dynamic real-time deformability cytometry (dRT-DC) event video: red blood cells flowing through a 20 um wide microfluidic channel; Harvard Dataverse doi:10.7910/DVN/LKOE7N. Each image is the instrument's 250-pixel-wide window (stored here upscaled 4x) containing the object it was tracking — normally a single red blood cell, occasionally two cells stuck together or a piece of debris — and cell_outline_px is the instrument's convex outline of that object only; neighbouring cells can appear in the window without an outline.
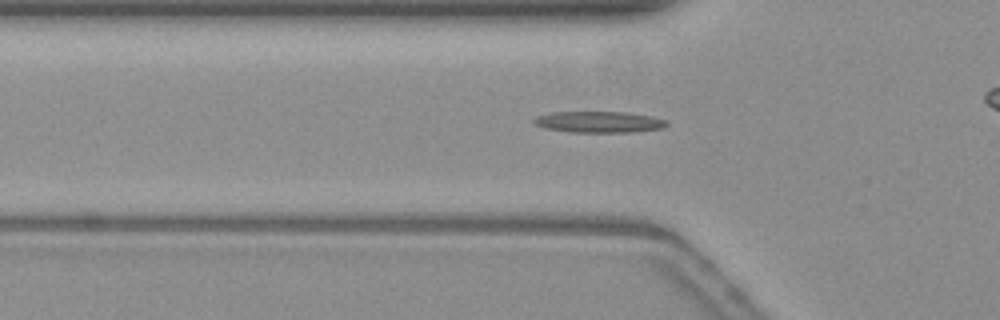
{"species": "common noctule bat (a hibernating species)", "species_latin": "Nyctalus noctula", "temperature_condition": "warm", "stored_images_in_passage": 55, "camera_frame_rate_fps": 3000, "um_per_image_px": 0.085, "animal": {"sex": "female", "body_mass_g": 19.3, "forearm_length_mm": 54.1}, "frame": {"image": 1, "passage_image": 18, "time_ms": 5.667, "image_size_px": [1000, 320], "cell_outline_px": [[668, 124], [664, 128], [632, 132], [572, 132], [544, 128], [536, 124], [532, 120], [536, 116], [552, 112], [624, 112], [648, 116], [668, 120]], "centroid_in_image_um": [50.91, 10.37], "position_along_channel_um": 74.9, "area_um2": 16.36}}
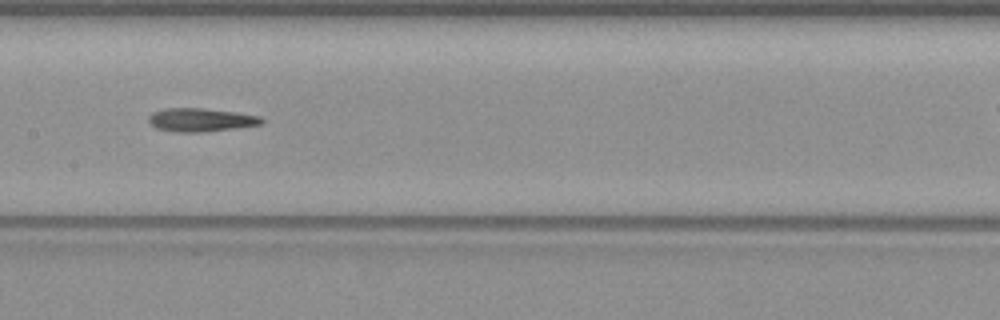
{"frame": {"image": 2, "passage_image": 27, "time_ms": 8.667, "image_size_px": [1000, 320], "cell_outline_px": [[264, 120], [260, 124], [236, 128], [204, 132], [176, 132], [156, 128], [148, 120], [148, 116], [152, 112], [164, 108], [200, 108], [236, 112], [260, 116]], "centroid_in_image_um": [17.04, 10.19], "position_along_channel_um": 190.4, "area_um2": 15.37}}
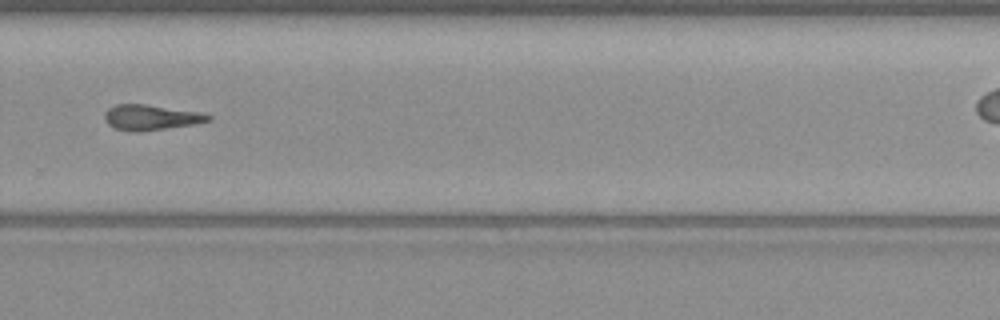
{"frame": {"image": 3, "passage_image": 37, "time_ms": 12.0, "image_size_px": [1000, 320], "cell_outline_px": [[212, 116], [208, 120], [192, 124], [140, 132], [128, 132], [116, 128], [108, 124], [104, 116], [104, 112], [108, 108], [116, 104], [144, 104], [196, 112]], "centroid_in_image_um": [12.72, 9.98], "position_along_channel_um": 317.1, "area_um2": 14.97}, "authors_computed_cell_mechanics": {"area_um2": 15.0858, "velocity_mm_per_s": 3.8195, "shape_relaxation_time_tau1_ms": 5.9906, "shape_relaxation_time_tau2_ms": 5.7758, "deformation_change_tau1": 0.1887, "deformation_change_tau2": 0.1918}}